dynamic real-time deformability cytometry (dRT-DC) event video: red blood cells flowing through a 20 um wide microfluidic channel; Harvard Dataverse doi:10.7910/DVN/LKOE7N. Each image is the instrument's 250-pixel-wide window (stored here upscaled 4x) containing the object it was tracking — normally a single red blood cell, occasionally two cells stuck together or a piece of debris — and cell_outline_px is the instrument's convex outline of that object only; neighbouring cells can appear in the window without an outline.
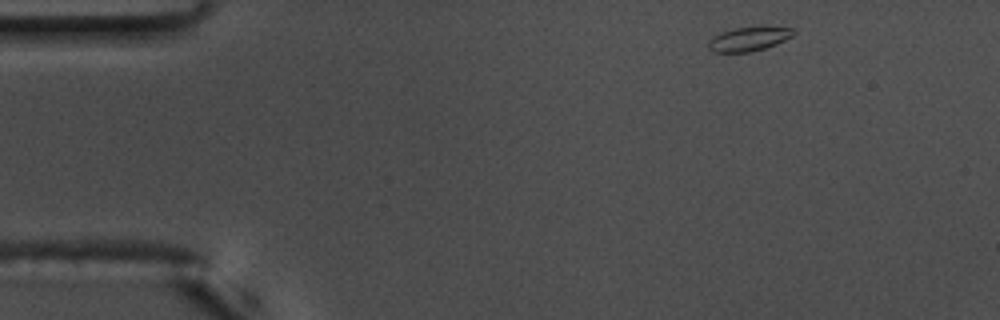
{"species": "common noctule bat (a hibernating species)", "species_latin": "Nyctalus noctula", "temperature_condition": "warm", "stored_images_in_passage": 50, "camera_frame_rate_fps": 3000, "um_per_image_px": 0.085, "animal": {"sex": "male", "body_mass_g": 17.5, "forearm_length_mm": 52.3}, "frame": {"image": 1, "passage_image": 1, "time_ms": 0.0, "image_size_px": [1000, 320], "cell_outline_px": [[796, 32], [792, 36], [776, 44], [764, 48], [748, 52], [712, 52], [708, 48], [708, 40], [732, 28], [796, 28]], "centroid_in_image_um": [63.63, 3.33], "position_along_channel_um": 21.4, "area_um2": 11.5}}
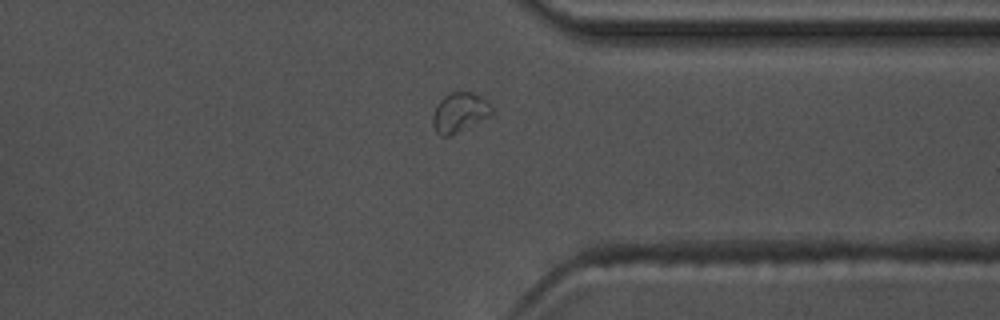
{"frame": {"image": 2, "passage_image": 37, "time_ms": 12.0, "image_size_px": [1000, 320], "cell_outline_px": [[492, 116], [448, 136], [440, 136], [436, 132], [432, 124], [432, 116], [436, 104], [444, 96], [452, 92], [472, 92], [480, 96], [492, 108]], "centroid_in_image_um": [39.03, 9.56], "position_along_channel_um": 372.4, "area_um2": 13.53}}
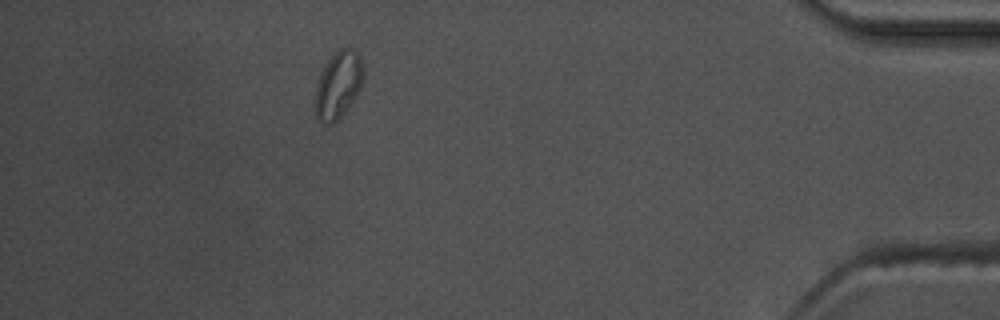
{"frame": {"image": 3, "passage_image": 44, "time_ms": 14.333, "image_size_px": [1000, 320], "cell_outline_px": [[364, 76], [360, 88], [344, 112], [332, 124], [324, 124], [316, 120], [312, 104], [316, 84], [320, 72], [324, 64], [340, 48], [348, 48], [356, 52], [360, 56], [364, 64]], "centroid_in_image_um": [28.69, 7.24], "position_along_channel_um": 406.5, "area_um2": 19.25}, "authors_computed_cell_mechanics": {"area_um2": 12.1091, "velocity_mm_per_s": 3.6196, "shape_relaxation_time_tau1_ms": null, "shape_relaxation_time_tau2_ms": 1.476, "deformation_change_tau1": null, "deformation_change_tau2": 0.0624}}